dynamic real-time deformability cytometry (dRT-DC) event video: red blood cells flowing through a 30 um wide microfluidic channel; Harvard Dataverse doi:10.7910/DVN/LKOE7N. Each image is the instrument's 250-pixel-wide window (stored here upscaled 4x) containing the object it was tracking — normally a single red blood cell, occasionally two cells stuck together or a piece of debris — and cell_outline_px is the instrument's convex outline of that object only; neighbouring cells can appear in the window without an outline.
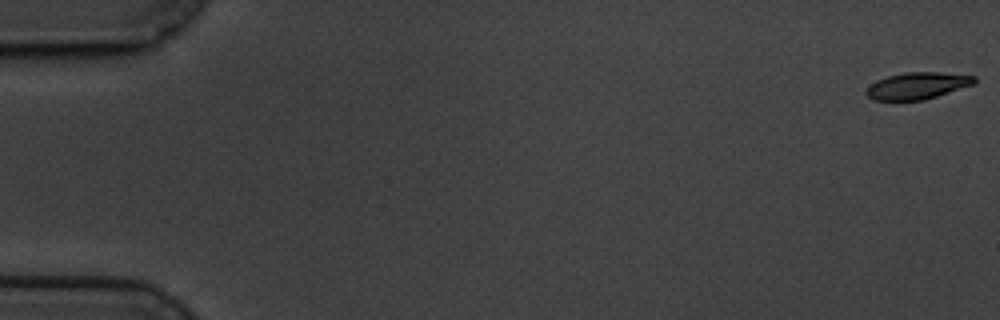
{"species": "common noctule bat (a hibernating species)", "species_latin": "Nyctalus noctula", "temperature_condition": "cold", "stored_images_in_passage": 4, "camera_frame_rate_fps": 3000, "um_per_image_px": 0.085, "animal": {"sex": "male", "body_mass_g": 19.5, "forearm_length_mm": 54.6}, "frame": {"image": 1, "passage_image": 1, "time_ms": 0.0, "image_size_px": [1000, 320], "cell_outline_px": [[976, 80], [972, 84], [924, 100], [872, 100], [864, 92], [876, 80], [888, 76], [904, 72], [940, 72], [976, 76]], "centroid_in_image_um": [77.94, 7.28], "position_along_channel_um": 7.1, "area_um2": 16.65}}